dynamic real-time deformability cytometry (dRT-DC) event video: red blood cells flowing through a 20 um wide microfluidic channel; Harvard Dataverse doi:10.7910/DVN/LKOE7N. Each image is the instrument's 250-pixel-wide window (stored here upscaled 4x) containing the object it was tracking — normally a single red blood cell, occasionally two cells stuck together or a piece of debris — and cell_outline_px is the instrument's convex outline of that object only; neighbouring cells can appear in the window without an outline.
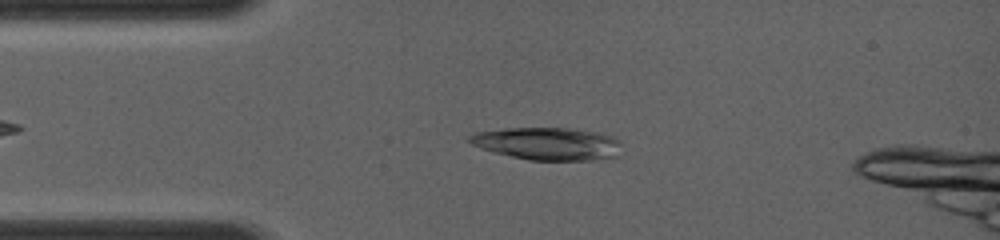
{"species": "common noctule bat (a hibernating species)", "species_latin": "Nyctalus noctula", "temperature_condition": "room temperature", "stored_images_in_passage": 4, "camera_frame_rate_fps": 4000, "um_per_image_px": 0.085, "animal": {"sex": "female", "body_mass_g": 19.0, "forearm_length_mm": 56.7}, "frame": {"image": 1, "passage_image": 4, "time_ms": 2.5, "image_size_px": [1000, 240], "cell_outline_px": [[620, 144], [616, 156], [588, 160], [528, 160], [480, 148], [472, 144], [468, 140], [468, 136], [476, 132], [504, 128], [568, 128], [596, 132], [612, 136], [620, 140]], "centroid_in_image_um": [46.52, 12.2], "position_along_channel_um": 38.5, "area_um2": 28.61}}